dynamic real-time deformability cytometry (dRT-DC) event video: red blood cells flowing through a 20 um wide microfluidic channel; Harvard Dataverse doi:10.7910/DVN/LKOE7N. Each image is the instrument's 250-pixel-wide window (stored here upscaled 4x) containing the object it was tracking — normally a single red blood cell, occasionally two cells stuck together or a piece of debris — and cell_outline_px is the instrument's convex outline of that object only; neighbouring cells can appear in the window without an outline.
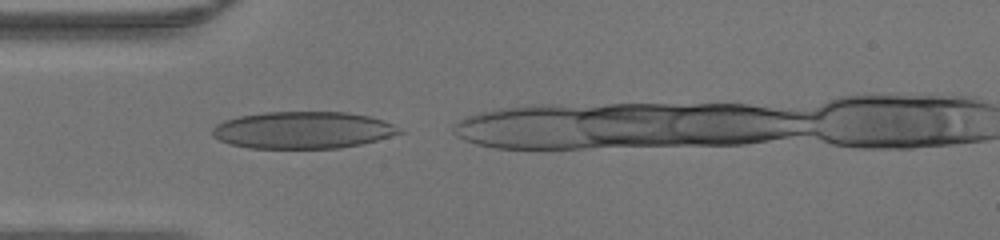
{"species": "human", "species_latin": "Homo sapiens", "temperature_condition": "warm", "stored_images_in_passage": 7, "camera_frame_rate_fps": 3000, "um_per_image_px": 0.085, "donor": {"sex": "male"}, "frame": {"image": 1, "passage_image": 1, "time_ms": 0.0, "image_size_px": [1000, 240], "cell_outline_px": [[404, 132], [376, 140], [360, 144], [340, 148], [248, 148], [232, 144], [220, 140], [212, 136], [212, 128], [216, 124], [224, 120], [240, 116], [264, 112], [348, 112], [368, 116], [384, 120], [400, 128]], "centroid_in_image_um": [25.73, 11.05], "position_along_channel_um": 59.3, "area_um2": 40.29}}
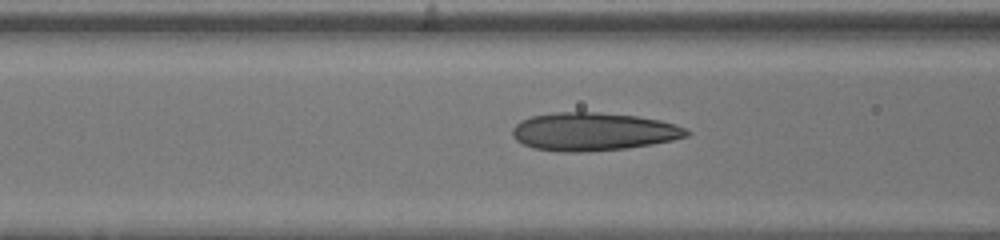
{"frame": {"image": 2, "passage_image": 5, "time_ms": 1.333, "image_size_px": [1000, 240], "cell_outline_px": [[692, 132], [688, 136], [672, 140], [652, 144], [624, 148], [580, 152], [560, 152], [532, 148], [516, 140], [512, 136], [512, 128], [520, 120], [532, 116], [552, 112], [600, 112], [636, 116], [660, 120], [676, 124]], "centroid_in_image_um": [50.4, 11.18], "position_along_channel_um": 116.2, "area_um2": 38.78}}